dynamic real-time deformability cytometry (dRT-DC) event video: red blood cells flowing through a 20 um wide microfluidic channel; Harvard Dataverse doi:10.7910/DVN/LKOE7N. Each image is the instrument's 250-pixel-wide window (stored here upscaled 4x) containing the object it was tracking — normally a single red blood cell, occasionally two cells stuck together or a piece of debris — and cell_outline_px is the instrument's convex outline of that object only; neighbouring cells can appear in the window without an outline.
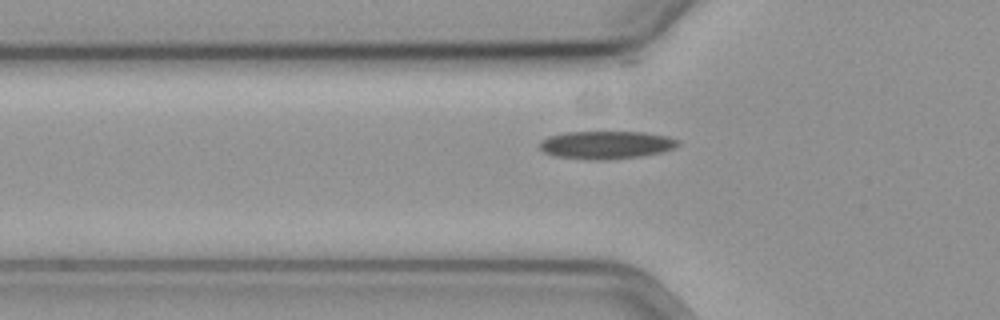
{"species": "common noctule bat (a hibernating species)", "species_latin": "Nyctalus noctula", "temperature_condition": "cold", "stored_images_in_passage": 40, "camera_frame_rate_fps": 3000, "um_per_image_px": 0.085, "animal": {"sex": "female", "body_mass_g": 19.3, "forearm_length_mm": 54.1}, "frame": {"image": 1, "passage_image": 8, "time_ms": 2.333, "image_size_px": [1000, 320], "cell_outline_px": [[680, 144], [672, 148], [660, 152], [640, 156], [608, 160], [592, 160], [556, 156], [544, 152], [540, 148], [540, 140], [548, 136], [564, 132], [644, 132], [668, 136], [680, 140]], "centroid_in_image_um": [51.52, 12.31], "position_along_channel_um": 74.3, "area_um2": 22.54}}
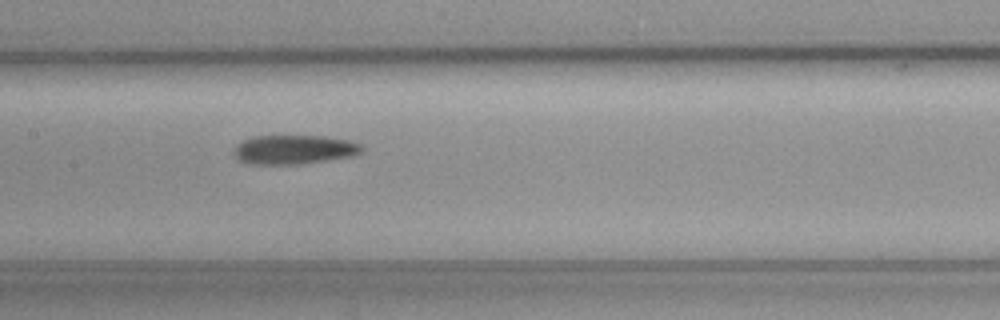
{"frame": {"image": 2, "passage_image": 17, "time_ms": 5.333, "image_size_px": [1000, 320], "cell_outline_px": [[364, 152], [352, 156], [328, 160], [300, 164], [248, 164], [236, 160], [232, 152], [236, 144], [252, 136], [324, 136], [348, 140], [360, 144], [364, 148]], "centroid_in_image_um": [24.96, 12.72], "position_along_channel_um": 182.4, "area_um2": 22.02}}
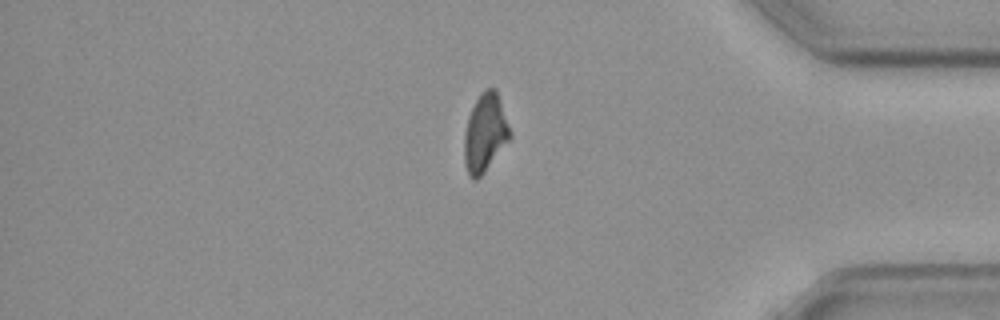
{"frame": {"image": 3, "passage_image": 37, "time_ms": 12.0, "image_size_px": [1000, 320], "cell_outline_px": [[512, 136], [484, 172], [476, 180], [472, 180], [468, 176], [464, 164], [464, 136], [468, 116], [480, 92], [484, 88], [496, 88], [512, 132]], "centroid_in_image_um": [41.23, 11.29], "position_along_channel_um": 394.0, "area_um2": 20.98}}